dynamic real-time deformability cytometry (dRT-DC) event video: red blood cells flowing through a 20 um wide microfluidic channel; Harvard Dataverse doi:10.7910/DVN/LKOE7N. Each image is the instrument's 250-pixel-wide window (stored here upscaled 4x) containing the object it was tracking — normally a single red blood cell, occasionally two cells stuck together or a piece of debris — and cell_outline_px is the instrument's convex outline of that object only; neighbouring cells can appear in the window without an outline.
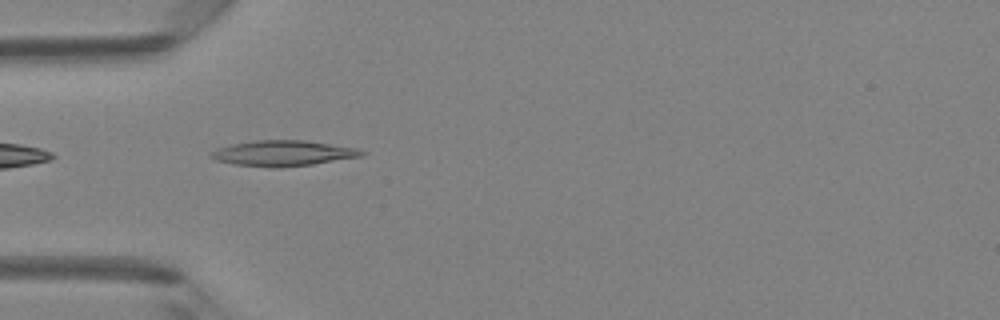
{"species": "Egyptian fruit bat (a non-hibernating species)", "species_latin": "Rousettus aegyptiacus", "temperature_condition": "room temperature", "stored_images_in_passage": 34, "camera_frame_rate_fps": 3000, "um_per_image_px": 0.085, "animal": {"sex": "female"}, "frame": {"image": 1, "passage_image": 1, "time_ms": 0.0, "image_size_px": [1000, 320], "cell_outline_px": [[368, 152], [360, 156], [312, 164], [280, 168], [272, 168], [232, 164], [216, 160], [208, 156], [212, 152], [220, 148], [232, 144], [256, 140], [304, 140], [360, 148]], "centroid_in_image_um": [24.08, 13.03], "position_along_channel_um": 60.9, "area_um2": 22.43}}
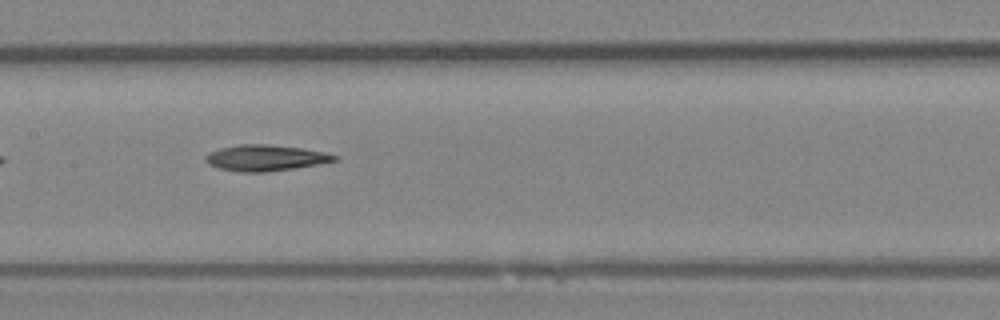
{"frame": {"image": 2, "passage_image": 10, "time_ms": 3.0, "image_size_px": [1000, 320], "cell_outline_px": [[340, 160], [292, 168], [264, 172], [240, 172], [220, 168], [208, 164], [208, 156], [212, 152], [220, 148], [240, 144], [264, 144], [300, 148], [324, 152], [340, 156]], "centroid_in_image_um": [22.62, 13.42], "position_along_channel_um": 184.8, "area_um2": 19.07}}
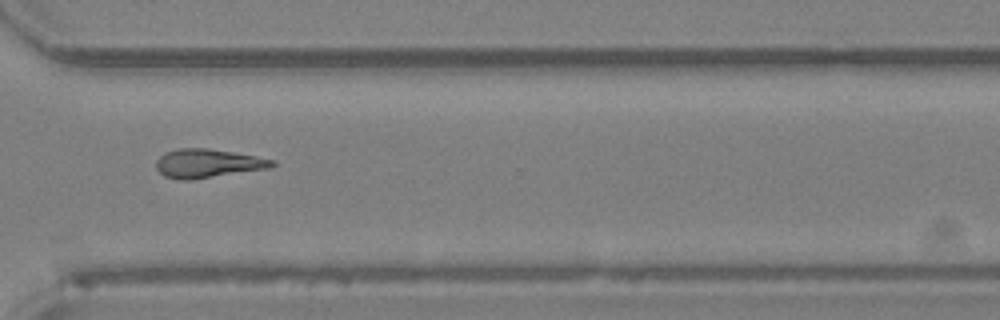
{"frame": {"image": 3, "passage_image": 22, "time_ms": 7.0, "image_size_px": [1000, 320], "cell_outline_px": [[276, 164], [272, 168], [192, 180], [180, 180], [164, 176], [156, 168], [156, 160], [160, 156], [176, 148], [208, 148], [256, 156], [272, 160]], "centroid_in_image_um": [17.66, 13.9], "position_along_channel_um": 352.9, "area_um2": 19.48}, "authors_computed_cell_mechanics": {"area_um2": 18.7561, "velocity_mm_per_s": 4.2036, "shape_relaxation_time_tau1_ms": 7.8861, "shape_relaxation_time_tau2_ms": null, "deformation_change_tau1": 0.1773, "deformation_change_tau2": null}}